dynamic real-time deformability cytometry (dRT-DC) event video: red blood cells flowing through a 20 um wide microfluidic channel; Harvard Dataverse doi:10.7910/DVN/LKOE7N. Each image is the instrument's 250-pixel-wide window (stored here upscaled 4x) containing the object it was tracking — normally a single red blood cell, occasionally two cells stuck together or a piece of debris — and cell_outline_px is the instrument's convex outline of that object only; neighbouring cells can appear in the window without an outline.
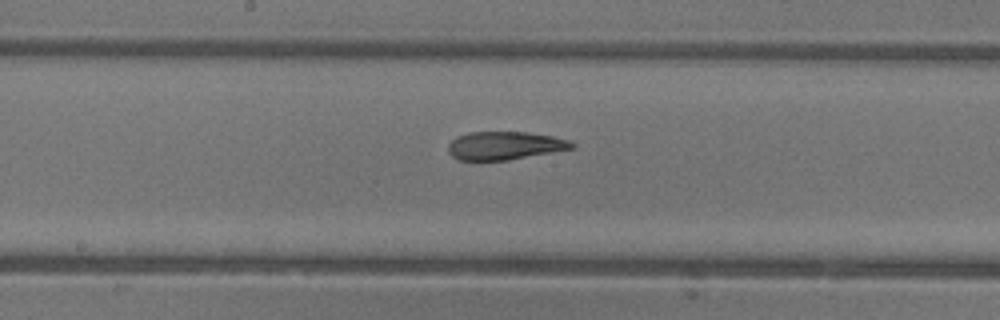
{"species": "common noctule bat (a hibernating species)", "species_latin": "Nyctalus noctula", "temperature_condition": "warm", "stored_images_in_passage": 27, "segment_of_instrument_passage": [2, 2], "camera_frame_rate_fps": 3000, "um_per_image_px": 0.085, "animal": {"sex": "female"}, "frame": {"image": 1, "passage_image": 27, "time_ms": 8.667, "image_size_px": [1000, 320], "cell_outline_px": [[576, 148], [508, 160], [460, 160], [452, 156], [448, 152], [448, 144], [456, 136], [468, 132], [528, 132], [552, 136], [568, 140], [576, 144]], "centroid_in_image_um": [42.91, 12.37], "position_along_channel_um": 205.3, "area_um2": 20.4}}